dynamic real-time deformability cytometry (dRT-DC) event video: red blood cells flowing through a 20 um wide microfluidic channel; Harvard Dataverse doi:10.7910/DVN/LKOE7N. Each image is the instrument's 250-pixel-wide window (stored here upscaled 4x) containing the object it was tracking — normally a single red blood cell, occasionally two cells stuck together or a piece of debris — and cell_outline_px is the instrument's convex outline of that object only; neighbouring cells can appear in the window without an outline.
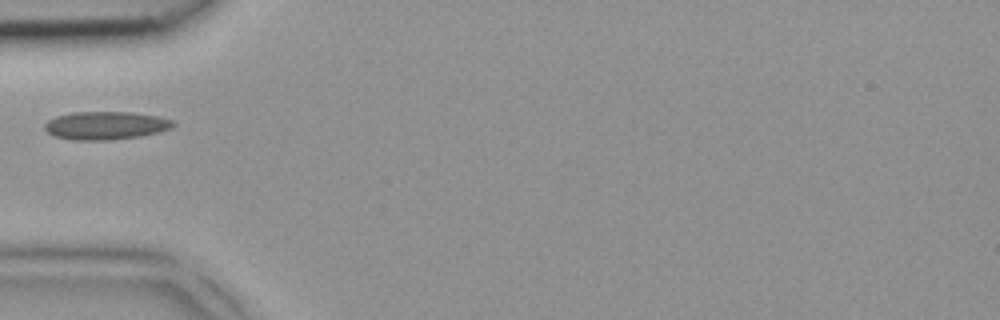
{"species": "common noctule bat (a hibernating species)", "species_latin": "Nyctalus noctula", "temperature_condition": "room temperature", "stored_images_in_passage": 5, "camera_frame_rate_fps": 3000, "um_per_image_px": 0.085, "animal": {"sex": "female", "body_mass_g": 18.4}, "frame": {"image": 1, "passage_image": 5, "time_ms": 1.333, "image_size_px": [1000, 320], "cell_outline_px": [[176, 124], [172, 128], [160, 132], [140, 136], [108, 140], [72, 140], [56, 136], [48, 132], [44, 128], [44, 124], [48, 120], [56, 116], [72, 112], [128, 112], [156, 116], [172, 120]], "centroid_in_image_um": [8.98, 10.67], "position_along_channel_um": 76.0, "area_um2": 20.98}}